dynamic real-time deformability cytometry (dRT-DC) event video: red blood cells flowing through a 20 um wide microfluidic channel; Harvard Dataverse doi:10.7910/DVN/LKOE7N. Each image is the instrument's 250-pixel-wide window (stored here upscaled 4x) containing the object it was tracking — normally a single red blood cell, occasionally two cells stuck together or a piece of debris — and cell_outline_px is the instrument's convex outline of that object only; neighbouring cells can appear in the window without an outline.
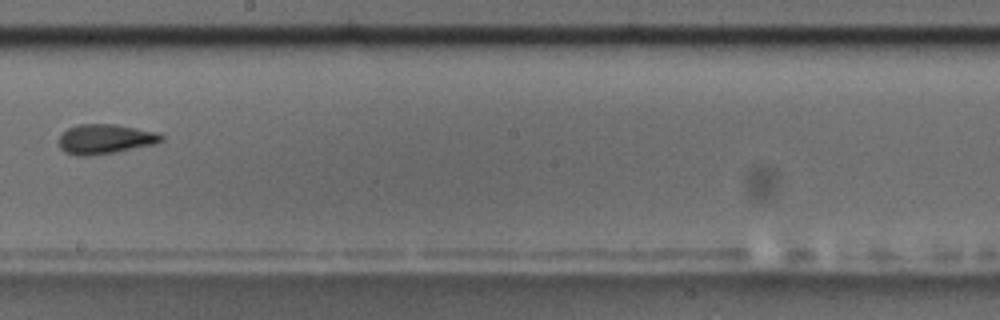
{"species": "common noctule bat (a hibernating species)", "species_latin": "Nyctalus noctula", "temperature_condition": "room temperature", "stored_images_in_passage": 15, "camera_frame_rate_fps": 3000, "um_per_image_px": 0.085, "animal": {"sex": "male", "body_mass_g": 17.5, "forearm_length_mm": 52.3}, "frame": {"image": 1, "passage_image": 9, "time_ms": 2.667, "image_size_px": [1000, 320], "cell_outline_px": [[164, 140], [156, 144], [116, 152], [88, 156], [76, 156], [64, 152], [60, 148], [60, 136], [68, 128], [76, 124], [116, 124], [152, 132], [164, 136]], "centroid_in_image_um": [8.92, 11.83], "position_along_channel_um": 239.3, "area_um2": 17.69}}